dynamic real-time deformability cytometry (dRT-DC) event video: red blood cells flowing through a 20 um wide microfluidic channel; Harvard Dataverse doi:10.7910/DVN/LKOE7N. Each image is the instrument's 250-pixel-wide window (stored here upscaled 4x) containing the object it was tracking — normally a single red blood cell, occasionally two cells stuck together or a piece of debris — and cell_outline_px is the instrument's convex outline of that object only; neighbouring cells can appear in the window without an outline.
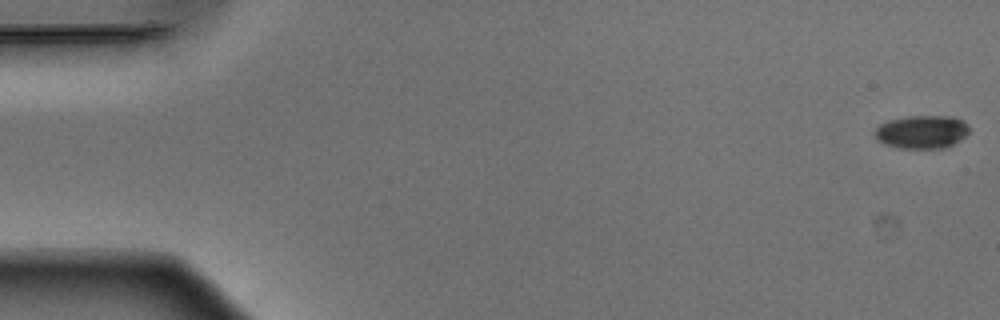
{"species": "Egyptian fruit bat (a non-hibernating species)", "species_latin": "Rousettus aegyptiacus", "temperature_condition": "warm", "stored_images_in_passage": 52, "camera_frame_rate_fps": 3000, "um_per_image_px": 0.085, "animal": {"sex": "male"}, "frame": {"image": 1, "passage_image": 1, "time_ms": 0.0, "image_size_px": [1000, 320], "cell_outline_px": [[968, 132], [964, 136], [952, 144], [944, 148], [900, 148], [884, 144], [876, 140], [876, 128], [880, 124], [888, 120], [908, 116], [952, 116], [964, 120], [968, 128]], "centroid_in_image_um": [78.34, 11.2], "position_along_channel_um": 6.7, "area_um2": 18.15}}
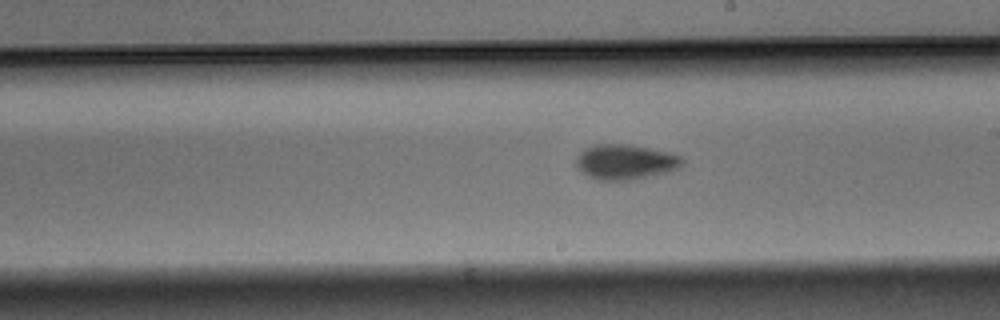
{"frame": {"image": 2, "passage_image": 30, "time_ms": 9.667, "image_size_px": [1000, 320], "cell_outline_px": [[684, 164], [680, 168], [668, 172], [632, 180], [596, 180], [588, 176], [576, 168], [576, 156], [584, 148], [592, 144], [628, 144], [668, 152], [680, 156], [684, 160]], "centroid_in_image_um": [53.13, 13.76], "position_along_channel_um": 235.9, "area_um2": 21.96}}
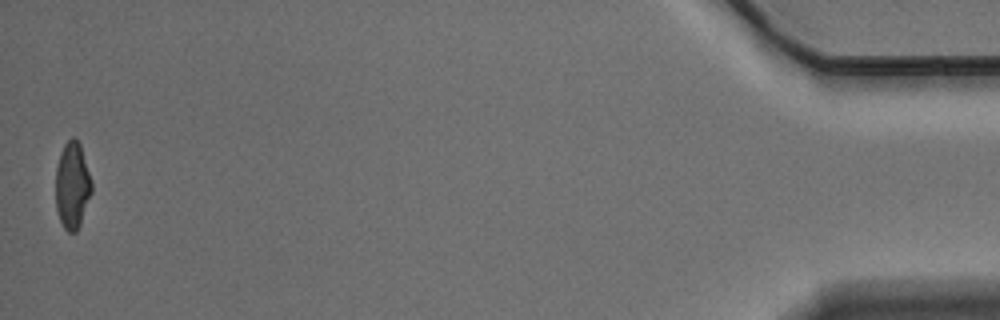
{"frame": {"image": 3, "passage_image": 52, "time_ms": 17.0, "image_size_px": [1000, 320], "cell_outline_px": [[92, 192], [80, 224], [76, 232], [68, 232], [64, 228], [60, 220], [56, 208], [56, 168], [60, 152], [64, 144], [72, 136], [76, 136], [80, 144], [92, 180]], "centroid_in_image_um": [6.15, 15.73], "position_along_channel_um": 429.0, "area_um2": 18.32}, "authors_computed_cell_mechanics": {"area_um2": 19.7676, "velocity_mm_per_s": 3.903, "shape_relaxation_time_tau1_ms": 3.7349, "shape_relaxation_time_tau2_ms": 4.3567, "deformation_change_tau1": 0.1439, "deformation_change_tau2": 0.0946}}